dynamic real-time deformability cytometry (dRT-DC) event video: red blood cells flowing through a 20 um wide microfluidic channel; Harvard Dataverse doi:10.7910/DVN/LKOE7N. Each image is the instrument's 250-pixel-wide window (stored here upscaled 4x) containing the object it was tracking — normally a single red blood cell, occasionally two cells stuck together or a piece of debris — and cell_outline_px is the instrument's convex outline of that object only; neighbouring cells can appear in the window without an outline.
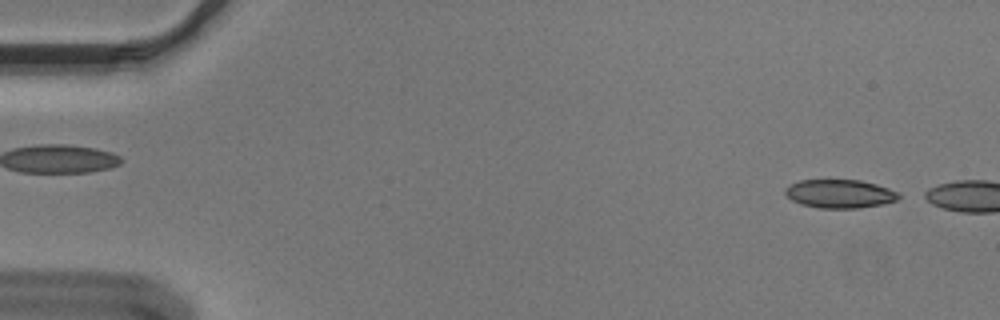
{"species": "Egyptian fruit bat (a non-hibernating species)", "species_latin": "Rousettus aegyptiacus", "temperature_condition": "cold", "stored_images_in_passage": 6, "camera_frame_rate_fps": 3000, "um_per_image_px": 0.085, "animal": {"sex": "male"}, "frame": {"image": 1, "passage_image": 3, "time_ms": 0.667, "image_size_px": [1000, 320], "cell_outline_px": [[900, 196], [896, 200], [880, 204], [856, 208], [820, 208], [800, 204], [792, 200], [784, 192], [784, 188], [800, 180], [860, 180], [876, 184], [900, 192]], "centroid_in_image_um": [71.37, 16.46], "position_along_channel_um": 13.6, "area_um2": 18.73}}